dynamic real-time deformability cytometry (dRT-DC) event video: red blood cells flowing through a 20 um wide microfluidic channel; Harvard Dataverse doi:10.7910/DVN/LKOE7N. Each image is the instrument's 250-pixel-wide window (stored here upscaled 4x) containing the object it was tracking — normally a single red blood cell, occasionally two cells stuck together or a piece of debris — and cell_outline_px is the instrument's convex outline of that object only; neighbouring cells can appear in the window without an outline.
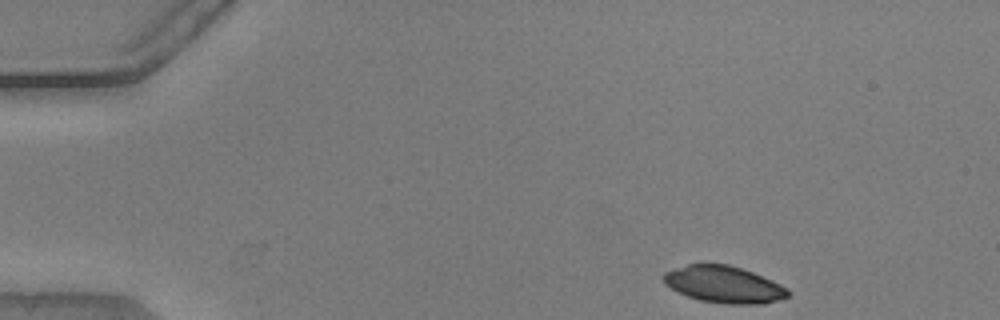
{"species": "common noctule bat (a hibernating species)", "species_latin": "Nyctalus noctula", "temperature_condition": "warm", "stored_images_in_passage": 47, "camera_frame_rate_fps": 3000, "um_per_image_px": 0.085, "animal": {"sex": "male", "body_mass_g": 20.5, "forearm_length_mm": 52.5}, "frame": {"image": 1, "passage_image": 1, "time_ms": 0.0, "image_size_px": [1000, 320], "cell_outline_px": [[792, 292], [788, 296], [764, 304], [728, 304], [700, 300], [688, 296], [664, 284], [664, 272], [688, 264], [728, 264], [752, 272], [772, 280], [788, 288]], "centroid_in_image_um": [61.56, 24.18], "position_along_channel_um": 23.4, "area_um2": 26.47}}
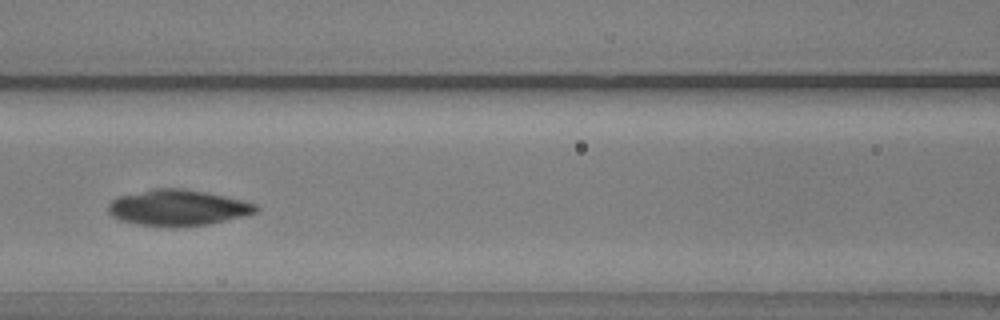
{"frame": {"image": 2, "passage_image": 18, "time_ms": 5.667, "image_size_px": [1000, 320], "cell_outline_px": [[260, 208], [256, 212], [244, 216], [208, 224], [176, 228], [140, 224], [120, 220], [112, 216], [108, 212], [108, 204], [112, 200], [120, 196], [152, 188], [180, 188], [204, 192], [224, 196], [256, 204]], "centroid_in_image_um": [15.1, 17.66], "position_along_channel_um": 151.5, "area_um2": 30.87}}
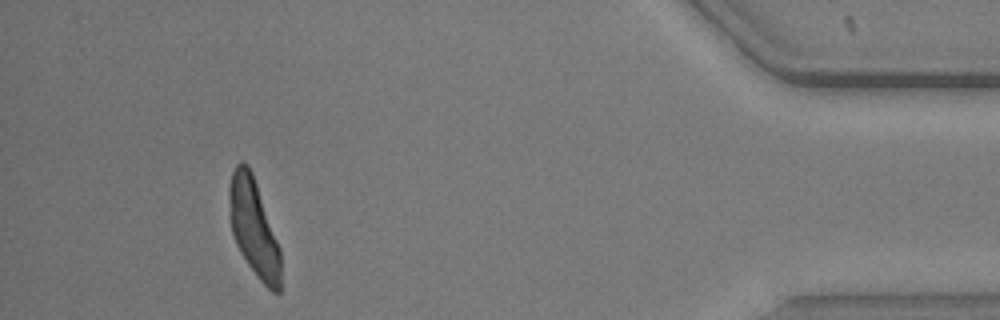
{"frame": {"image": 3, "passage_image": 43, "time_ms": 14.0, "image_size_px": [1000, 320], "cell_outline_px": [[280, 292], [272, 292], [260, 280], [248, 264], [240, 252], [236, 244], [232, 232], [228, 192], [228, 188], [232, 172], [236, 164], [240, 160], [248, 164], [252, 172], [280, 248]], "centroid_in_image_um": [21.56, 19.32], "position_along_channel_um": 413.6, "area_um2": 28.9}, "authors_computed_cell_mechanics": {"area_um2": 29.1312, "velocity_mm_per_s": 3.828, "shape_relaxation_time_tau1_ms": 4.7238, "shape_relaxation_time_tau2_ms": null, "deformation_change_tau1": 0.2746, "deformation_change_tau2": null}}